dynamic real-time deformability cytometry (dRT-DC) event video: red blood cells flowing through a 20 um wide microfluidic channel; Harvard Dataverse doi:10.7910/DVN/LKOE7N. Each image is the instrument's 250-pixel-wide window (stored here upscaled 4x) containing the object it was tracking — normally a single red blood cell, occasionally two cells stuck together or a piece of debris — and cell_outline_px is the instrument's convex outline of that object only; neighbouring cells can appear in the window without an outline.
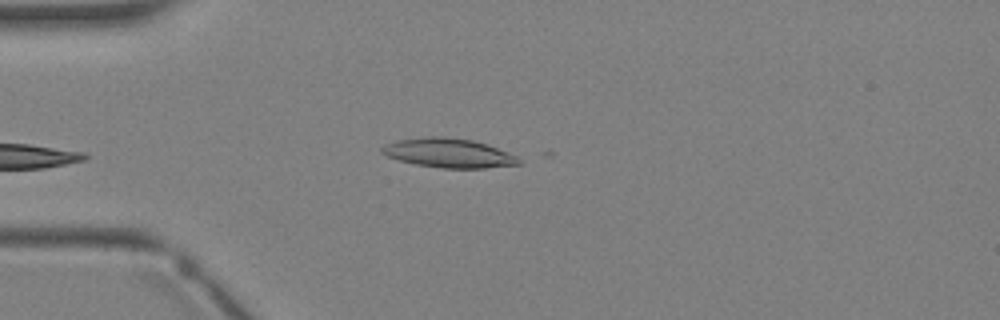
{"species": "Egyptian fruit bat (a non-hibernating species)", "species_latin": "Rousettus aegyptiacus", "temperature_condition": "warm", "stored_images_in_passage": 1, "camera_frame_rate_fps": 3000, "um_per_image_px": 0.085, "animal": {"sex": "female"}, "frame": {"image": 1, "passage_image": 1, "time_ms": 0.0, "image_size_px": [1000, 320], "cell_outline_px": [[520, 164], [484, 168], [440, 168], [416, 164], [400, 160], [388, 156], [380, 152], [380, 148], [388, 144], [400, 140], [428, 136], [444, 136], [472, 140], [496, 148], [516, 156], [520, 160]], "centroid_in_image_um": [38.12, 13.01], "position_along_channel_um": 46.9, "area_um2": 22.89}}